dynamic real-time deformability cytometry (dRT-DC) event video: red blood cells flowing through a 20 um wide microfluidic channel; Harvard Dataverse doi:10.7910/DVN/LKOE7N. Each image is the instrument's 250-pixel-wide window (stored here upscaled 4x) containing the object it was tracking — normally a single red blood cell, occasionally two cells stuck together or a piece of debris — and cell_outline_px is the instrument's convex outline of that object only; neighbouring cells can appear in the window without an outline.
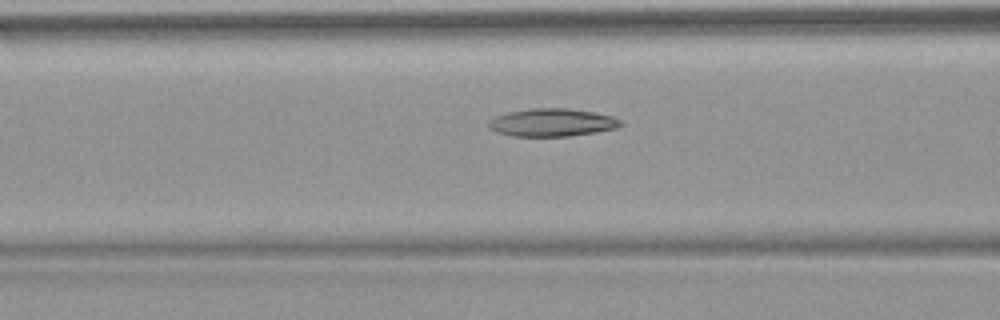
{"species": "common noctule bat (a hibernating species)", "species_latin": "Nyctalus noctula", "temperature_condition": "warm", "stored_images_in_passage": 38, "camera_frame_rate_fps": 3000, "um_per_image_px": 0.085, "animal": {"sex": "female", "body_mass_g": 18.4}, "frame": {"image": 1, "passage_image": 6, "time_ms": 1.667, "image_size_px": [1000, 320], "cell_outline_px": [[624, 124], [616, 128], [596, 132], [568, 136], [512, 136], [496, 132], [488, 128], [488, 120], [492, 116], [508, 112], [532, 108], [568, 108], [592, 112], [612, 116], [624, 120]], "centroid_in_image_um": [46.9, 10.41], "position_along_channel_um": 119.7, "area_um2": 21.68}, "authors_computed_cell_mechanics": {"area_um2": 21.3282, "velocity_mm_per_s": 3.8139, "shape_relaxation_time_tau1_ms": null, "shape_relaxation_time_tau2_ms": 8.9176, "deformation_change_tau1": null, "deformation_change_tau2": 0.1701}}